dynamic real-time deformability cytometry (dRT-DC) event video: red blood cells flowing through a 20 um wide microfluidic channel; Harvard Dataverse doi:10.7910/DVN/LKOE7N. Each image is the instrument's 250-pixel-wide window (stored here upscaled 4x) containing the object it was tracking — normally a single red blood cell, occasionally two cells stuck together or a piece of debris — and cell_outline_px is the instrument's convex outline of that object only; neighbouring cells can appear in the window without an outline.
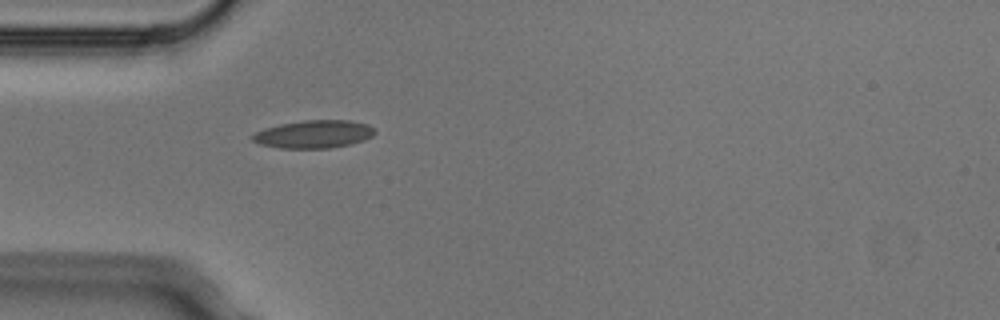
{"species": "Egyptian fruit bat (a non-hibernating species)", "species_latin": "Rousettus aegyptiacus", "temperature_condition": "cold", "stored_images_in_passage": 1, "camera_frame_rate_fps": 3000, "um_per_image_px": 0.085, "animal": {"sex": "male"}, "frame": {"image": 1, "passage_image": 1, "time_ms": 0.0, "image_size_px": [1000, 320], "cell_outline_px": [[376, 132], [372, 136], [364, 140], [352, 144], [332, 148], [280, 148], [260, 144], [252, 140], [252, 136], [256, 132], [264, 128], [280, 124], [304, 120], [348, 120], [368, 124]], "centroid_in_image_um": [26.69, 11.4], "position_along_channel_um": 58.3, "area_um2": 19.88}}